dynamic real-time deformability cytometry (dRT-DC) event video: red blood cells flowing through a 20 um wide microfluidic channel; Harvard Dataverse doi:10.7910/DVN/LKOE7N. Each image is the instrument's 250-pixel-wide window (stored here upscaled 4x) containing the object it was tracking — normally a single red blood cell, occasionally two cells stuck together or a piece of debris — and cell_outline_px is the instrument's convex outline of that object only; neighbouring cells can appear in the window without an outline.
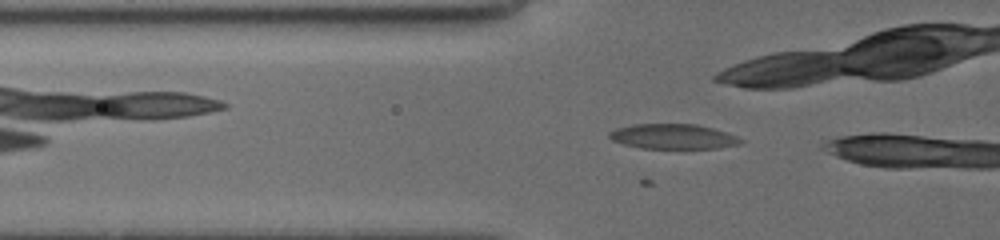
{"species": "common noctule bat (a hibernating species)", "species_latin": "Nyctalus noctula", "temperature_condition": "cold", "stored_images_in_passage": 13, "camera_frame_rate_fps": 3000, "um_per_image_px": 0.085, "animal": {"sex": "female", "body_mass_g": 19.5, "forearm_length_mm": 54.1}, "frame": {"image": 1, "passage_image": 11, "time_ms": 1.667, "image_size_px": [1000, 240], "cell_outline_px": [[744, 140], [740, 144], [716, 148], [640, 148], [624, 144], [612, 140], [608, 136], [608, 132], [616, 128], [632, 124], [696, 124], [712, 128], [736, 136]], "centroid_in_image_um": [57.17, 11.6], "position_along_channel_um": 68.6, "area_um2": 19.02}}